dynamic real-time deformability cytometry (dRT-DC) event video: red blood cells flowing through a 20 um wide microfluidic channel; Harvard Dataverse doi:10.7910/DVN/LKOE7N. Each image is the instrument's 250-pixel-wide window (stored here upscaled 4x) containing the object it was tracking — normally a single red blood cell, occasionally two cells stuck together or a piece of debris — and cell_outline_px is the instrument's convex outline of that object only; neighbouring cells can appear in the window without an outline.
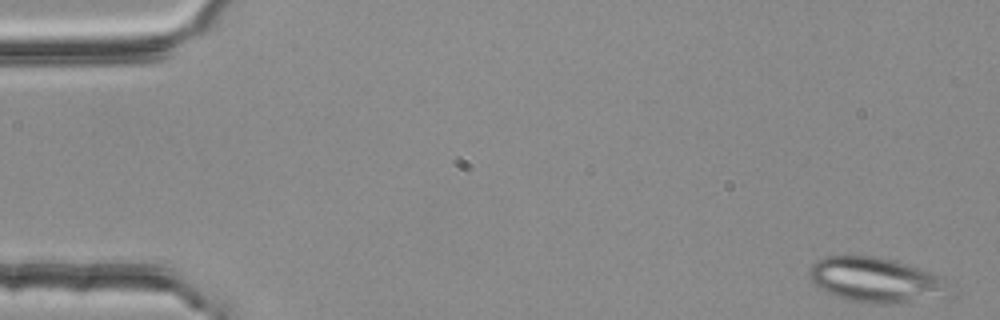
{"species": "common noctule bat (a hibernating species)", "species_latin": "Nyctalus noctula", "temperature_condition": "room temperature", "stored_images_in_passage": 5, "camera_frame_rate_fps": 3000, "um_per_image_px": 0.085, "animal": {"sex": "female", "body_mass_g": 25.1}, "frame": {"image": 1, "passage_image": 1, "time_ms": 0.0, "image_size_px": [1000, 320], "cell_outline_px": [[956, 296], [900, 304], [876, 304], [848, 300], [824, 292], [812, 280], [808, 272], [812, 264], [816, 260], [824, 256], [876, 256], [892, 260], [940, 276], [948, 280]], "centroid_in_image_um": [74.55, 23.84], "position_along_channel_um": 10.4, "area_um2": 37.4}}